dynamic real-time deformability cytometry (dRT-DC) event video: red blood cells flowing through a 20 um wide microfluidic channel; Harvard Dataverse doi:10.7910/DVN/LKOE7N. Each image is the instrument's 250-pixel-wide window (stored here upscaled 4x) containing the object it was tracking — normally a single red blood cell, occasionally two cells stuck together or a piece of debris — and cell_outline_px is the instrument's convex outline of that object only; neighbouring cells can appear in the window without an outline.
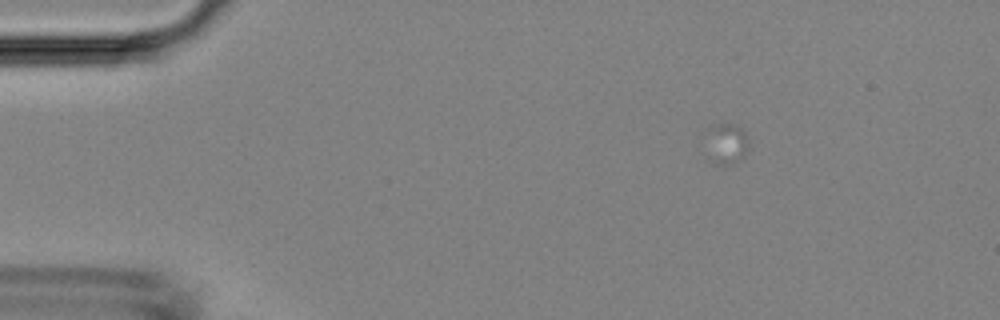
{"species": "Egyptian fruit bat (a non-hibernating species)", "species_latin": "Rousettus aegyptiacus", "temperature_condition": "room temperature", "stored_images_in_passage": 3, "camera_frame_rate_fps": 3000, "um_per_image_px": 0.085, "animal": {"sex": "female"}, "frame": {"image": 1, "passage_image": 1, "time_ms": 0.0, "image_size_px": [1000, 320], "cell_outline_px": [[748, 152], [744, 156], [732, 164], [712, 164], [708, 160], [708, 128], [712, 124], [736, 124], [744, 132], [748, 140]], "centroid_in_image_um": [61.74, 12.23], "position_along_channel_um": 23.3, "area_um2": 10.23}}